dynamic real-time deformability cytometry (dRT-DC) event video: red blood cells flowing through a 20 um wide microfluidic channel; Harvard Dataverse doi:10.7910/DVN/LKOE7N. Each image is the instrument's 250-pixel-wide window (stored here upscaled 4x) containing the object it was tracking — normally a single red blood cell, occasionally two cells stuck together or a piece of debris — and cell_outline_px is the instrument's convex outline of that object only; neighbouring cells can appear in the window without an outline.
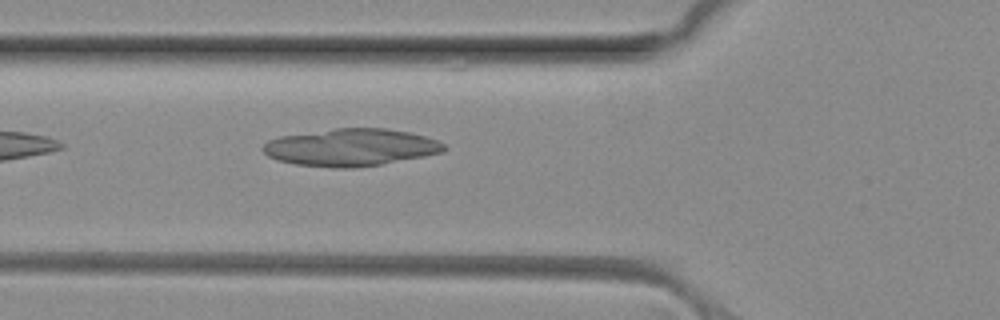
{"species": "common noctule bat (a hibernating species)", "species_latin": "Nyctalus noctula", "temperature_condition": "room temperature", "stored_images_in_passage": 4, "camera_frame_rate_fps": 3000, "um_per_image_px": 0.085, "animal": {"sex": "female", "body_mass_g": 29.2, "forearm_length_mm": 56.3}, "frame": {"image": 1, "passage_image": 4, "time_ms": 1.0, "image_size_px": [1000, 320], "cell_outline_px": [[448, 148], [444, 152], [424, 156], [380, 164], [352, 168], [332, 168], [296, 164], [276, 160], [268, 156], [260, 148], [268, 140], [280, 136], [336, 128], [384, 128], [408, 132], [424, 136], [436, 140], [444, 144]], "centroid_in_image_um": [29.8, 12.53], "position_along_channel_um": 96.0, "area_um2": 39.3}}